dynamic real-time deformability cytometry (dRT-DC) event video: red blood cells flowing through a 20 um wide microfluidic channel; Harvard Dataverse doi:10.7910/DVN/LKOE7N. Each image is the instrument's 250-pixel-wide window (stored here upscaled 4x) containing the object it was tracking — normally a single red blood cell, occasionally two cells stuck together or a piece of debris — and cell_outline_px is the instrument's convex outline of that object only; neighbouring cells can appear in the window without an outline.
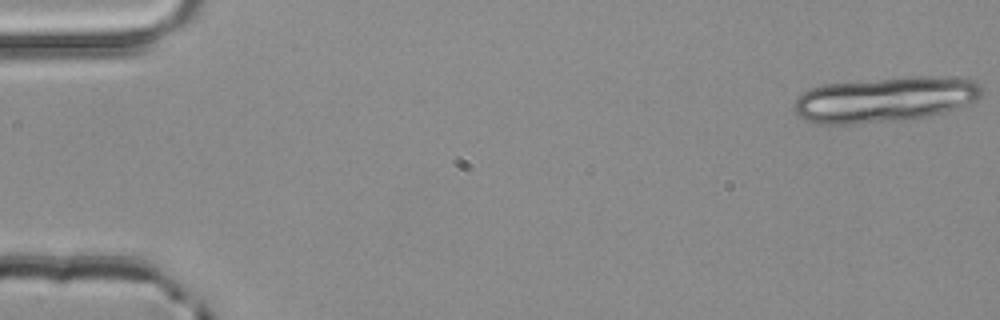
{"species": "common noctule bat (a hibernating species)", "species_latin": "Nyctalus noctula", "temperature_condition": "room temperature", "stored_images_in_passage": 5, "camera_frame_rate_fps": 3000, "um_per_image_px": 0.085, "animal": {"sex": "male", "body_mass_g": 20.4}, "frame": {"image": 1, "passage_image": 1, "time_ms": 0.0, "image_size_px": [1000, 320], "cell_outline_px": [[980, 96], [976, 100], [956, 108], [944, 112], [928, 116], [904, 120], [860, 124], [816, 124], [804, 120], [792, 108], [792, 104], [804, 92], [812, 88], [824, 84], [900, 76], [928, 76], [976, 80], [980, 84]], "centroid_in_image_um": [75.18, 8.46], "position_along_channel_um": 9.8, "area_um2": 49.82}}